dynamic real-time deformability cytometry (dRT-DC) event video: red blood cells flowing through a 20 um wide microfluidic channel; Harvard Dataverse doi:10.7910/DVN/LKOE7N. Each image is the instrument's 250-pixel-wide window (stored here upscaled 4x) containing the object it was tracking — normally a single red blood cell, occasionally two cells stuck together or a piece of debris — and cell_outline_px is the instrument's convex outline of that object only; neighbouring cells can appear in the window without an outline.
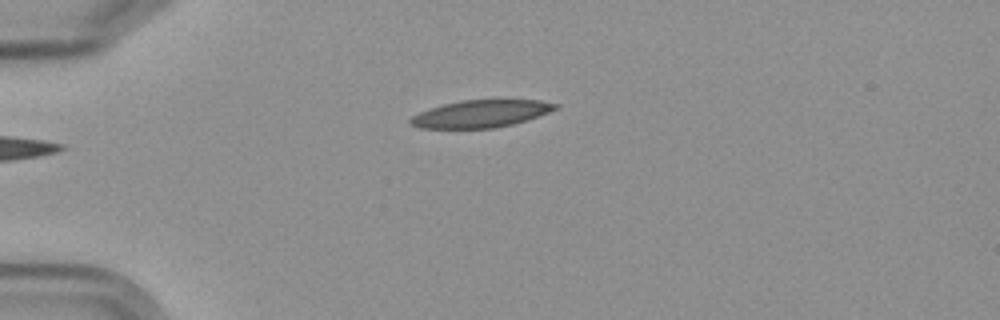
{"species": "Egyptian fruit bat (a non-hibernating species)", "species_latin": "Rousettus aegyptiacus", "temperature_condition": "cold", "stored_images_in_passage": 3, "camera_frame_rate_fps": 3000, "um_per_image_px": 0.085, "frame": {"image": 1, "passage_image": 1, "time_ms": 0.0, "image_size_px": [1000, 320], "cell_outline_px": [[560, 108], [512, 124], [492, 128], [420, 128], [408, 124], [408, 120], [412, 116], [420, 112], [444, 104], [460, 100], [540, 100], [560, 104]], "centroid_in_image_um": [40.86, 9.66], "position_along_channel_um": 44.1, "area_um2": 22.89}}
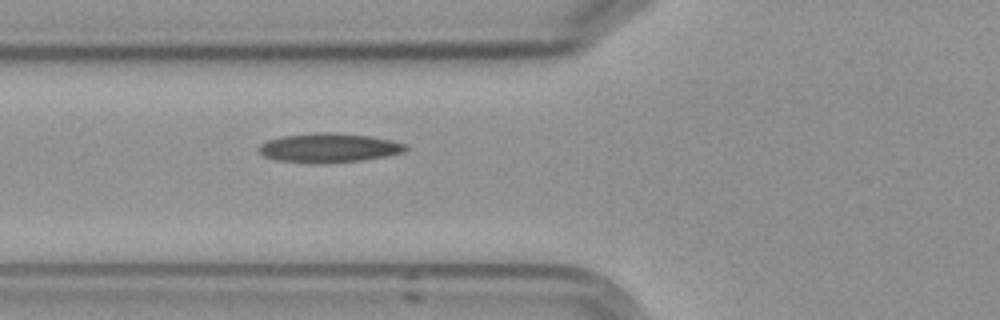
{"frame": {"image": 2, "passage_image": 3, "time_ms": 2.333, "image_size_px": [1000, 320], "cell_outline_px": [[408, 148], [404, 152], [384, 156], [360, 160], [276, 160], [264, 156], [256, 148], [260, 144], [268, 140], [280, 136], [316, 132], [332, 132], [368, 136], [392, 140], [404, 144]], "centroid_in_image_um": [27.94, 12.5], "position_along_channel_um": 97.9, "area_um2": 23.76}}